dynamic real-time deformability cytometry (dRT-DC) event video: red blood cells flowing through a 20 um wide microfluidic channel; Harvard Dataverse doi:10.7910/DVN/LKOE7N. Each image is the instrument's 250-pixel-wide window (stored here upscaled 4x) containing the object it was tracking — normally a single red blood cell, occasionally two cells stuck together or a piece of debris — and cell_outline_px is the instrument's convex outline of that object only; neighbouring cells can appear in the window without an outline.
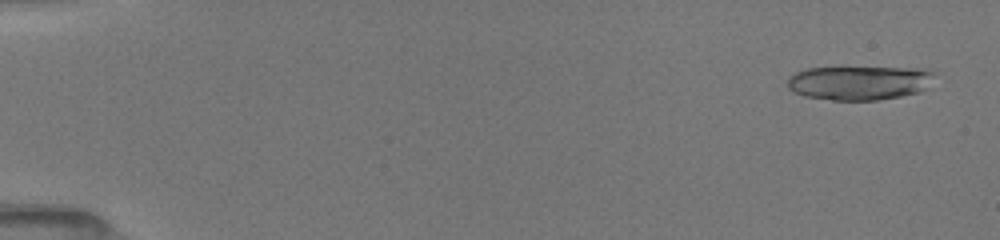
{"species": "common noctule bat (a hibernating species)", "species_latin": "Nyctalus noctula", "temperature_condition": "room temperature", "stored_images_in_passage": 6, "camera_frame_rate_fps": 3000, "um_per_image_px": 0.085, "animal": {"sex": "female", "body_mass_g": 19.5, "forearm_length_mm": 54.1}, "frame": {"image": 1, "passage_image": 1, "time_ms": 0.0, "image_size_px": [1000, 240], "cell_outline_px": [[936, 72], [928, 88], [920, 92], [900, 96], [876, 100], [832, 100], [804, 96], [788, 88], [788, 80], [796, 72], [808, 68], [916, 68]], "centroid_in_image_um": [73.08, 7.04], "position_along_channel_um": 11.9, "area_um2": 29.02}}
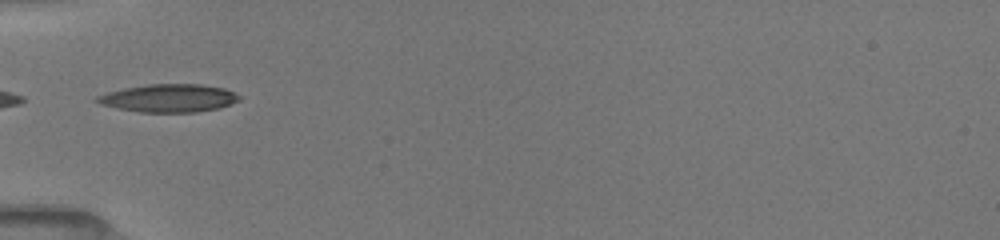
{"frame": {"image": 2, "passage_image": 6, "time_ms": 5.333, "image_size_px": [1000, 240], "cell_outline_px": [[240, 100], [232, 104], [220, 108], [196, 112], [140, 112], [116, 108], [100, 104], [92, 100], [96, 96], [108, 92], [124, 88], [148, 84], [200, 84], [224, 88], [236, 92], [240, 96]], "centroid_in_image_um": [14.36, 8.34], "position_along_channel_um": 70.6, "area_um2": 23.41}}